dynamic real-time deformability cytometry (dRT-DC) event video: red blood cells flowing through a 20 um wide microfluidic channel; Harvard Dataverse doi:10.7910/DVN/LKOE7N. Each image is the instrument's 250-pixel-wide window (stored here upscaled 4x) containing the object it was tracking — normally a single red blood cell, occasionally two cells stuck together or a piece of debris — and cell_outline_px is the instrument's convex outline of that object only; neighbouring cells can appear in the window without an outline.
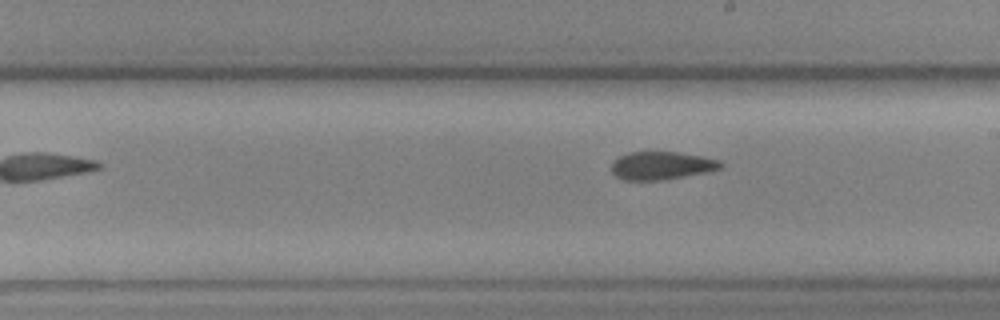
{"species": "common noctule bat (a hibernating species)", "species_latin": "Nyctalus noctula", "temperature_condition": "cold", "stored_images_in_passage": 9, "camera_frame_rate_fps": 3000, "um_per_image_px": 0.085, "animal": {"sex": "female", "body_mass_g": 19.3, "forearm_length_mm": 54.1}, "frame": {"image": 1, "passage_image": 9, "time_ms": 2.667, "image_size_px": [1000, 320], "cell_outline_px": [[724, 168], [708, 172], [660, 180], [624, 180], [616, 176], [612, 172], [612, 160], [628, 152], [676, 152], [700, 156], [720, 160], [724, 164]], "centroid_in_image_um": [56.25, 14.07], "position_along_channel_um": 232.8, "area_um2": 17.86}}